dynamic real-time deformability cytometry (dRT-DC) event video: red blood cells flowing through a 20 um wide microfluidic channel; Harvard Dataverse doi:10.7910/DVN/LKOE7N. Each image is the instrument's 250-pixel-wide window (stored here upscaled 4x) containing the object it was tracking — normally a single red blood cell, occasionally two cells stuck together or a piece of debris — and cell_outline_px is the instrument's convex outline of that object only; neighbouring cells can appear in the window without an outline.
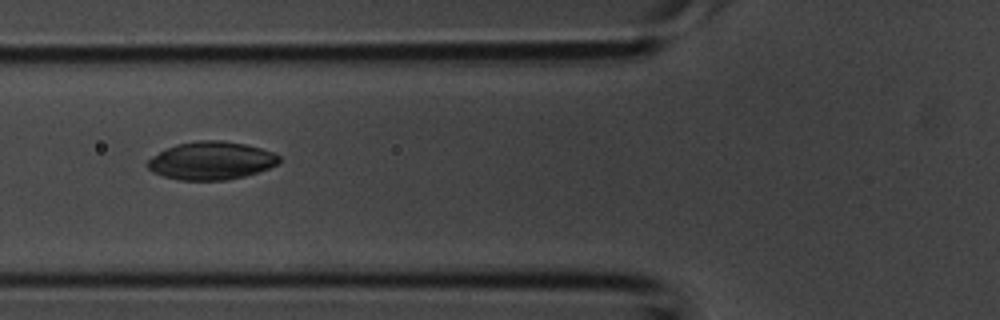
{"species": "common noctule bat (a hibernating species)", "species_latin": "Nyctalus noctula", "temperature_condition": "room temperature", "stored_images_in_passage": 5, "camera_frame_rate_fps": 3000, "um_per_image_px": 0.085, "animal": {"sex": "male", "body_mass_g": 20.1, "forearm_length_mm": 53.5}, "frame": {"image": 1, "passage_image": 4, "time_ms": 1.0, "image_size_px": [1000, 320], "cell_outline_px": [[280, 160], [276, 164], [268, 168], [244, 176], [228, 180], [180, 180], [164, 176], [152, 172], [144, 164], [152, 156], [176, 144], [200, 140], [224, 140], [244, 144], [260, 148], [272, 152], [280, 156]], "centroid_in_image_um": [17.92, 13.65], "position_along_channel_um": 107.9, "area_um2": 29.02}}
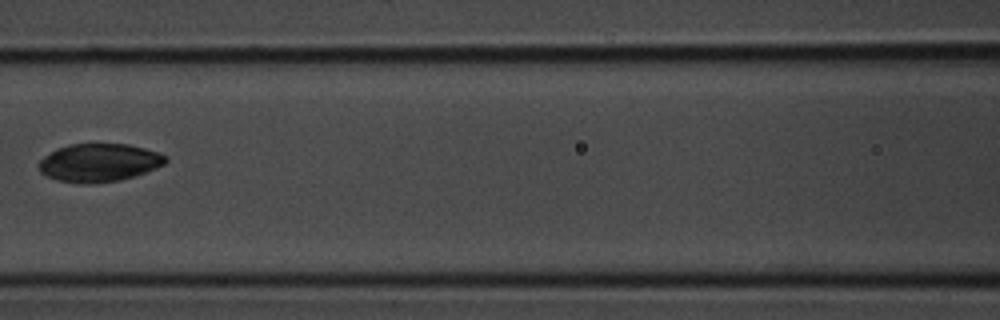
{"frame": {"image": 2, "passage_image": 5, "time_ms": 1.333, "image_size_px": [1000, 320], "cell_outline_px": [[168, 160], [164, 164], [156, 168], [120, 180], [56, 180], [40, 172], [36, 164], [44, 156], [56, 148], [72, 144], [128, 144], [144, 148], [156, 152], [164, 156]], "centroid_in_image_um": [8.4, 13.77], "position_along_channel_um": 158.2, "area_um2": 27.05}}